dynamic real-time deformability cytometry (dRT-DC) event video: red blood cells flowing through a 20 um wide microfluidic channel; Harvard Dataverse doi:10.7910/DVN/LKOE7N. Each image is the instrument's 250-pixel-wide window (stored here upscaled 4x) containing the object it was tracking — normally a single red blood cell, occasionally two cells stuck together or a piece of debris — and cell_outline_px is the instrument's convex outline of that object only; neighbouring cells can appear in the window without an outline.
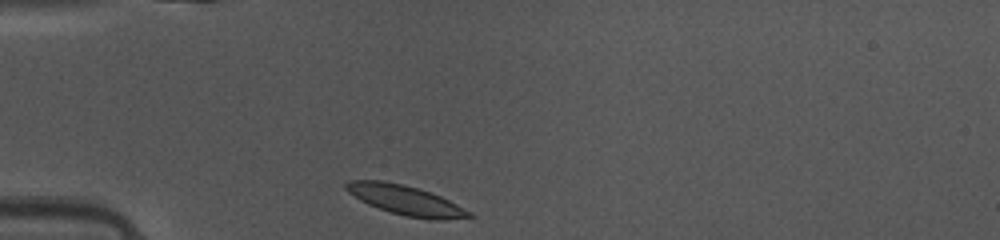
{"species": "common noctule bat (a hibernating species)", "species_latin": "Nyctalus noctula", "temperature_condition": "warm", "stored_images_in_passage": 36, "camera_frame_rate_fps": 3000, "um_per_image_px": 0.085, "animal": {"sex": "female", "body_mass_g": 10.0, "forearm_length_mm": 53.1}, "frame": {"image": 1, "passage_image": 1, "time_ms": 0.0, "image_size_px": [1000, 240], "cell_outline_px": [[476, 216], [440, 220], [432, 220], [404, 216], [368, 204], [360, 200], [348, 192], [344, 188], [344, 184], [348, 180], [384, 180], [404, 184], [440, 196], [472, 212]], "centroid_in_image_um": [34.46, 17.01], "position_along_channel_um": 50.5, "area_um2": 21.15}}
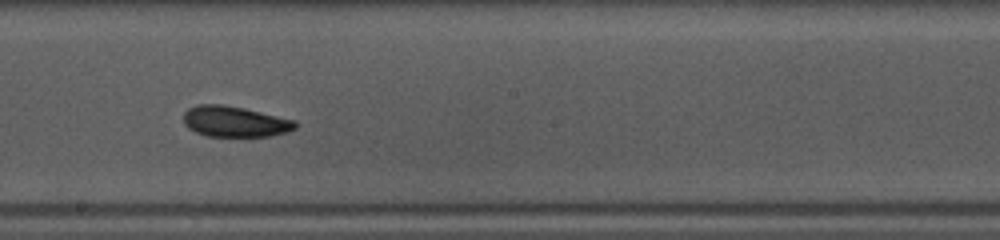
{"frame": {"image": 2, "passage_image": 15, "time_ms": 4.667, "image_size_px": [1000, 240], "cell_outline_px": [[300, 124], [296, 128], [288, 132], [268, 136], [208, 136], [196, 132], [188, 128], [184, 124], [184, 112], [188, 108], [196, 104], [224, 104], [244, 108], [296, 120]], "centroid_in_image_um": [19.98, 10.32], "position_along_channel_um": 228.2, "area_um2": 20.23}}
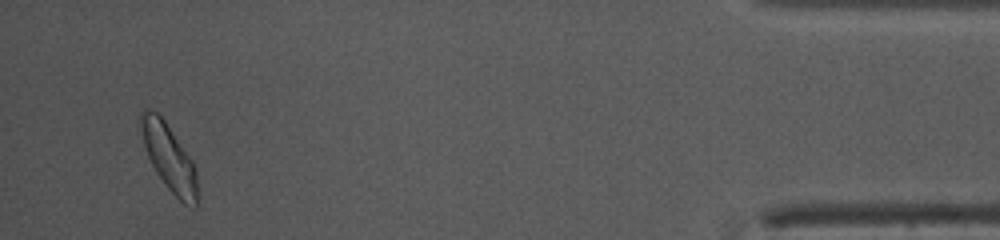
{"frame": {"image": 3, "passage_image": 34, "time_ms": 11.0, "image_size_px": [1000, 240], "cell_outline_px": [[196, 208], [184, 204], [168, 188], [156, 172], [148, 156], [144, 144], [140, 124], [140, 112], [144, 108], [148, 108], [156, 112], [164, 120], [192, 160], [196, 168]], "centroid_in_image_um": [14.35, 13.37], "position_along_channel_um": 420.8, "area_um2": 21.39}, "authors_computed_cell_mechanics": {"area_um2": 20.23, "velocity_mm_per_s": 4.1023, "shape_relaxation_time_tau1_ms": 2.4815, "shape_relaxation_time_tau2_ms": 3.3161, "deformation_change_tau1": 0.1154, "deformation_change_tau2": 0.0808}}